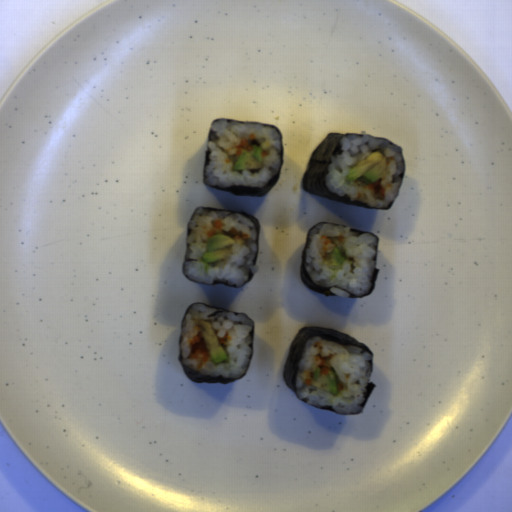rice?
Returning <instances> with one entry per match:
<instances>
[{"label": "rice", "instance_id": "b023fe2a", "mask_svg": "<svg viewBox=\"0 0 512 512\" xmlns=\"http://www.w3.org/2000/svg\"><path fill=\"white\" fill-rule=\"evenodd\" d=\"M209 321L217 336L222 337L227 331L230 333L228 343L223 348L227 361L216 364L212 359L199 368L196 360L187 359L190 351V341L200 331L199 322ZM253 324L250 318L232 312H220L218 309L208 308L202 304H194L188 309L181 328L180 354L183 365L208 377L221 376L222 378L237 379L243 376L250 361L252 350L250 332Z\"/></svg>", "mask_w": 512, "mask_h": 512}, {"label": "rice", "instance_id": "e3fd555f", "mask_svg": "<svg viewBox=\"0 0 512 512\" xmlns=\"http://www.w3.org/2000/svg\"><path fill=\"white\" fill-rule=\"evenodd\" d=\"M375 151H381L388 163L389 175L383 178L385 200H375L367 186L346 182L344 177L348 169L360 163ZM325 184L337 196L347 195L350 201H360L371 208H381L396 199L403 178L405 162L399 148L390 141L379 140L373 136L350 134L342 138L340 148L331 156Z\"/></svg>", "mask_w": 512, "mask_h": 512}, {"label": "rice", "instance_id": "652b925c", "mask_svg": "<svg viewBox=\"0 0 512 512\" xmlns=\"http://www.w3.org/2000/svg\"><path fill=\"white\" fill-rule=\"evenodd\" d=\"M321 235H328L332 243L323 245ZM345 236L340 242L338 237ZM339 248L345 261L339 266L323 264L334 248ZM377 239L369 233H357L352 228L332 223H317L311 230L305 251V269L315 284L330 287L331 293L348 298L370 292L375 270L374 257Z\"/></svg>", "mask_w": 512, "mask_h": 512}, {"label": "rice", "instance_id": "8eca5e8b", "mask_svg": "<svg viewBox=\"0 0 512 512\" xmlns=\"http://www.w3.org/2000/svg\"><path fill=\"white\" fill-rule=\"evenodd\" d=\"M222 219L224 231L236 228L248 235L247 240L234 242L231 254L217 263H206L202 255L206 250L207 232L213 229L212 220ZM190 234L186 240L189 259L185 261V275L200 283L212 285L214 280H224L241 287L252 273L259 271L253 265L257 252V233L252 220L237 213L198 208L189 221Z\"/></svg>", "mask_w": 512, "mask_h": 512}, {"label": "rice", "instance_id": "acb35da6", "mask_svg": "<svg viewBox=\"0 0 512 512\" xmlns=\"http://www.w3.org/2000/svg\"><path fill=\"white\" fill-rule=\"evenodd\" d=\"M317 341L322 343L324 355L331 353L334 355L330 363L336 369L340 380L346 385L343 392L338 391L335 395L305 385L304 382L307 378H313V373L319 363L315 359L318 349L314 343ZM370 359L371 356L368 352L355 345H342L323 340L321 337H313L305 343L297 371L295 388L298 398L306 399V404L316 407L329 406L340 414L360 412L361 405L365 400V391L371 383Z\"/></svg>", "mask_w": 512, "mask_h": 512}, {"label": "rice", "instance_id": "023b6e5f", "mask_svg": "<svg viewBox=\"0 0 512 512\" xmlns=\"http://www.w3.org/2000/svg\"><path fill=\"white\" fill-rule=\"evenodd\" d=\"M213 132L207 147L209 162L205 166L206 186L228 188L233 186L263 187L277 175L281 158V138L275 128L258 124H245L234 120L218 119L211 126ZM255 135L268 155L263 157L262 168L236 170V146L242 138Z\"/></svg>", "mask_w": 512, "mask_h": 512}]
</instances>
